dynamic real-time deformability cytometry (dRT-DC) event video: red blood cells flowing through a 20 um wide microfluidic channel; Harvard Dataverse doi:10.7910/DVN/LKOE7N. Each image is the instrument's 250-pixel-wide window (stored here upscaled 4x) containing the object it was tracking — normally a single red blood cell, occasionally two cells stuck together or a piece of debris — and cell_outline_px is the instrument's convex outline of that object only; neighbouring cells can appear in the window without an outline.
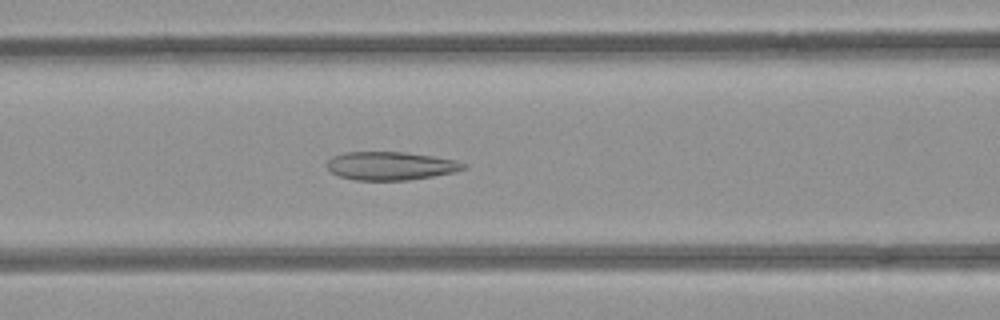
{"species": "common noctule bat (a hibernating species)", "species_latin": "Nyctalus noctula", "temperature_condition": "room temperature", "stored_images_in_passage": 47, "camera_frame_rate_fps": 3000, "um_per_image_px": 0.085, "animal": {"sex": "female", "body_mass_g": 21.9}, "frame": {"image": 1, "passage_image": 17, "time_ms": 5.333, "image_size_px": [1000, 320], "cell_outline_px": [[468, 164], [464, 168], [452, 172], [432, 176], [408, 180], [352, 180], [340, 176], [332, 172], [328, 168], [328, 160], [332, 156], [344, 152], [404, 152], [432, 156], [456, 160]], "centroid_in_image_um": [33.18, 14.09], "position_along_channel_um": 133.4, "area_um2": 22.37}}
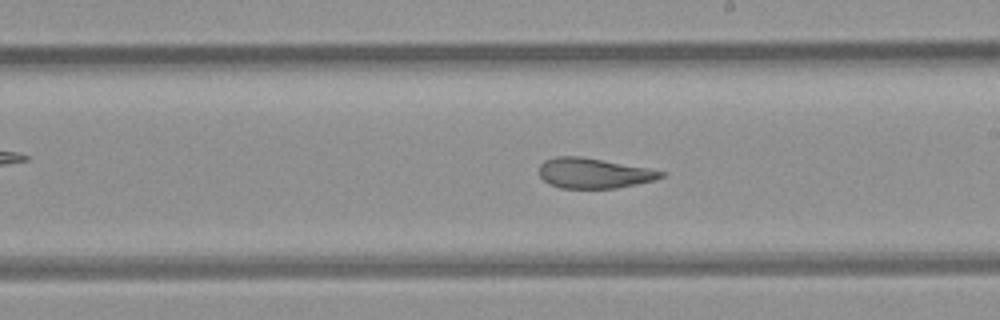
{"frame": {"image": 2, "passage_image": 25, "time_ms": 8.0, "image_size_px": [1000, 320], "cell_outline_px": [[664, 176], [656, 180], [616, 188], [560, 188], [548, 184], [540, 176], [540, 164], [544, 160], [556, 156], [580, 156], [648, 168], [664, 172]], "centroid_in_image_um": [50.45, 14.72], "position_along_channel_um": 238.6, "area_um2": 21.39}}
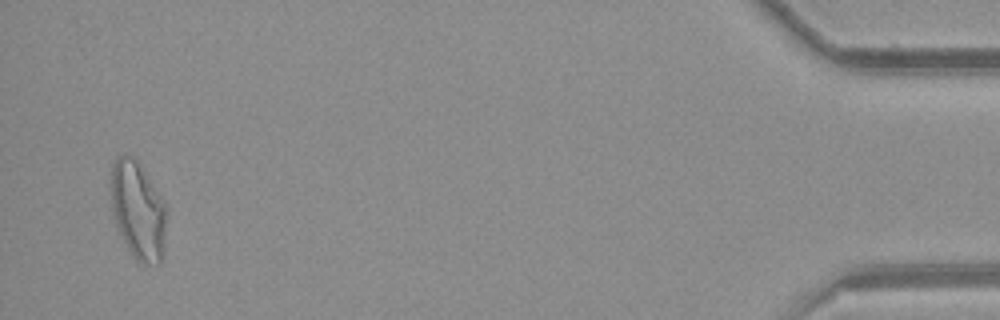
{"frame": {"image": 3, "passage_image": 46, "time_ms": 15.0, "image_size_px": [1000, 320], "cell_outline_px": [[164, 248], [160, 264], [148, 264], [136, 260], [132, 256], [116, 224], [112, 208], [108, 184], [112, 164], [116, 156], [132, 156], [136, 160], [144, 172], [164, 204]], "centroid_in_image_um": [11.66, 17.87], "position_along_channel_um": 423.5, "area_um2": 31.1}, "authors_computed_cell_mechanics": {"area_um2": 24.6228, "velocity_mm_per_s": 3.9389, "shape_relaxation_time_tau1_ms": null, "shape_relaxation_time_tau2_ms": 1.6053, "deformation_change_tau1": null, "deformation_change_tau2": 0.1002}}